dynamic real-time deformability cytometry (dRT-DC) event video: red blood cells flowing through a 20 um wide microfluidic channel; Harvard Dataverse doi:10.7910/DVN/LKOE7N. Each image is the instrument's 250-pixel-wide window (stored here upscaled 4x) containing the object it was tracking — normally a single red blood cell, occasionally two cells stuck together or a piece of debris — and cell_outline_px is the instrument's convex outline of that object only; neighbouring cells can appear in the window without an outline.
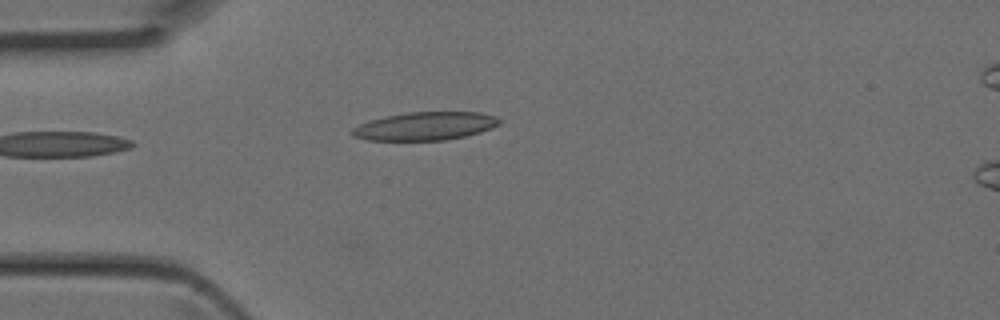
{"species": "Egyptian fruit bat (a non-hibernating species)", "species_latin": "Rousettus aegyptiacus", "temperature_condition": "room temperature", "stored_images_in_passage": 31, "camera_frame_rate_fps": 3000, "um_per_image_px": 0.085, "animal": {"sex": "female"}, "frame": {"image": 1, "passage_image": 1, "time_ms": 0.0, "image_size_px": [1000, 320], "cell_outline_px": [[504, 120], [500, 124], [492, 128], [480, 132], [464, 136], [444, 140], [368, 140], [352, 136], [348, 132], [352, 128], [360, 124], [372, 120], [388, 116], [408, 112], [480, 112], [496, 116]], "centroid_in_image_um": [36.17, 10.72], "position_along_channel_um": 48.8, "area_um2": 24.22}}
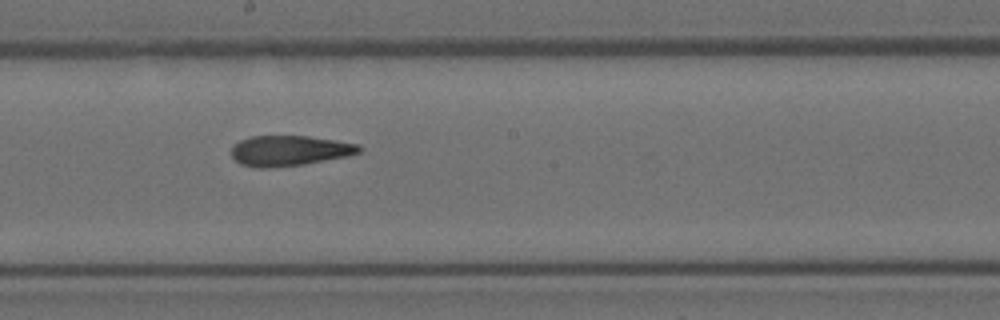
{"frame": {"image": 2, "passage_image": 13, "time_ms": 4.0, "image_size_px": [1000, 320], "cell_outline_px": [[364, 148], [360, 152], [348, 156], [304, 164], [268, 168], [256, 168], [240, 164], [232, 156], [232, 148], [240, 140], [252, 136], [308, 136], [360, 144]], "centroid_in_image_um": [24.63, 12.81], "position_along_channel_um": 223.6, "area_um2": 22.6}}
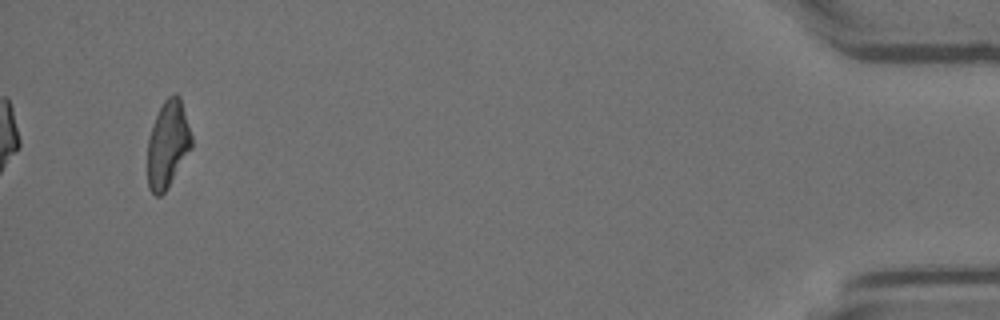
{"frame": {"image": 3, "passage_image": 31, "time_ms": 10.0, "image_size_px": [1000, 320], "cell_outline_px": [[192, 148], [168, 188], [160, 196], [156, 196], [148, 188], [148, 136], [152, 124], [164, 100], [168, 96], [176, 92], [180, 96], [192, 136]], "centroid_in_image_um": [14.27, 12.26], "position_along_channel_um": 420.9, "area_um2": 22.48}}